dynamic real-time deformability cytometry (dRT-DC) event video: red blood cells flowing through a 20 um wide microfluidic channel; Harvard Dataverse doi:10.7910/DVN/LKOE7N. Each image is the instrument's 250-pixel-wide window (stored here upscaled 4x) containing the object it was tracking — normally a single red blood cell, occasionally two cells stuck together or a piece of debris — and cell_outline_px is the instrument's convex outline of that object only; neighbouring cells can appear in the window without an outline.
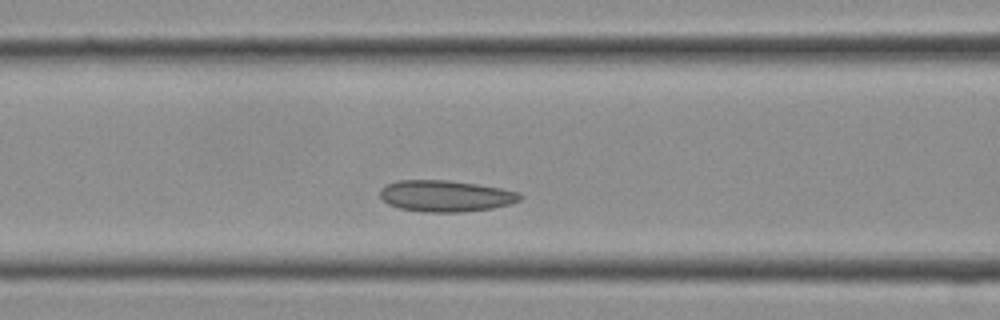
{"species": "Egyptian fruit bat (a non-hibernating species)", "species_latin": "Rousettus aegyptiacus", "temperature_condition": "cold", "stored_images_in_passage": 11, "camera_frame_rate_fps": 3000, "um_per_image_px": 0.085, "frame": {"image": 1, "passage_image": 7, "time_ms": 2.0, "image_size_px": [1000, 320], "cell_outline_px": [[524, 196], [520, 200], [508, 204], [492, 208], [460, 212], [428, 212], [400, 208], [388, 204], [380, 196], [380, 188], [384, 184], [396, 180], [448, 180], [476, 184], [500, 188], [520, 192]], "centroid_in_image_um": [37.86, 16.64], "position_along_channel_um": 128.7, "area_um2": 25.61}}
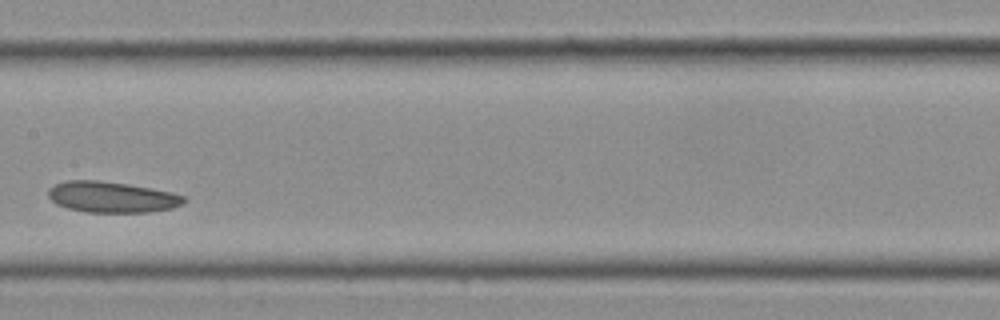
{"frame": {"image": 2, "passage_image": 10, "time_ms": 3.0, "image_size_px": [1000, 320], "cell_outline_px": [[188, 200], [172, 208], [148, 212], [88, 212], [68, 208], [56, 204], [48, 196], [48, 188], [56, 184], [68, 180], [100, 180], [128, 184], [172, 192], [184, 196]], "centroid_in_image_um": [9.5, 16.74], "position_along_channel_um": 197.9, "area_um2": 24.39}}